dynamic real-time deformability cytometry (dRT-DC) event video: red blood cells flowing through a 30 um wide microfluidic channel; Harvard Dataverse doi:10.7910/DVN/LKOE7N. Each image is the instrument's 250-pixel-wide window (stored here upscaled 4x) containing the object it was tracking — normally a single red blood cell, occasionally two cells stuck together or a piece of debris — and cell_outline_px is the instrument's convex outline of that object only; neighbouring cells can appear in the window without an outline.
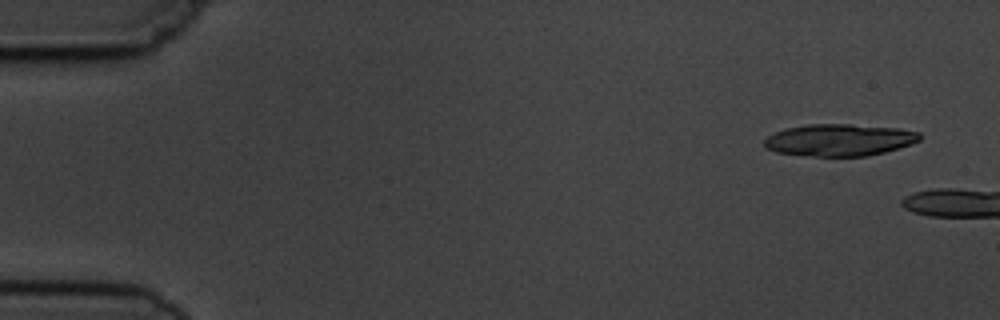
{"species": "common noctule bat (a hibernating species)", "species_latin": "Nyctalus noctula", "temperature_condition": "cold", "stored_images_in_passage": 5, "camera_frame_rate_fps": 3000, "um_per_image_px": 0.085, "animal": {"sex": "male", "body_mass_g": 19.5, "forearm_length_mm": 54.6}, "frame": {"image": 1, "passage_image": 1, "time_ms": 0.0, "image_size_px": [1000, 320], "cell_outline_px": [[920, 140], [912, 144], [884, 152], [868, 156], [816, 156], [776, 152], [768, 148], [764, 144], [764, 140], [768, 136], [784, 128], [808, 124], [852, 124], [896, 128], [920, 132]], "centroid_in_image_um": [71.36, 11.89], "position_along_channel_um": 13.6, "area_um2": 28.84}}